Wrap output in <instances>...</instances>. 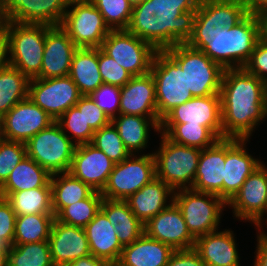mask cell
<instances>
[{
    "label": "cell",
    "instance_id": "e0dca14e",
    "mask_svg": "<svg viewBox=\"0 0 267 266\" xmlns=\"http://www.w3.org/2000/svg\"><path fill=\"white\" fill-rule=\"evenodd\" d=\"M114 163L91 143L76 145L69 172L93 191L102 192Z\"/></svg>",
    "mask_w": 267,
    "mask_h": 266
},
{
    "label": "cell",
    "instance_id": "9c48e42d",
    "mask_svg": "<svg viewBox=\"0 0 267 266\" xmlns=\"http://www.w3.org/2000/svg\"><path fill=\"white\" fill-rule=\"evenodd\" d=\"M76 144L55 121L34 135L27 143V156L51 175L69 172Z\"/></svg>",
    "mask_w": 267,
    "mask_h": 266
},
{
    "label": "cell",
    "instance_id": "7dc6e473",
    "mask_svg": "<svg viewBox=\"0 0 267 266\" xmlns=\"http://www.w3.org/2000/svg\"><path fill=\"white\" fill-rule=\"evenodd\" d=\"M248 73L257 76L262 81L267 80V43L258 40L250 59L243 67Z\"/></svg>",
    "mask_w": 267,
    "mask_h": 266
},
{
    "label": "cell",
    "instance_id": "f1b7e54d",
    "mask_svg": "<svg viewBox=\"0 0 267 266\" xmlns=\"http://www.w3.org/2000/svg\"><path fill=\"white\" fill-rule=\"evenodd\" d=\"M111 30H130L144 25L149 18L130 0H90Z\"/></svg>",
    "mask_w": 267,
    "mask_h": 266
},
{
    "label": "cell",
    "instance_id": "4dcf8cb0",
    "mask_svg": "<svg viewBox=\"0 0 267 266\" xmlns=\"http://www.w3.org/2000/svg\"><path fill=\"white\" fill-rule=\"evenodd\" d=\"M50 179L51 174L45 168L26 156L0 187V197L5 198L10 193L34 188H51Z\"/></svg>",
    "mask_w": 267,
    "mask_h": 266
},
{
    "label": "cell",
    "instance_id": "f6af8a7d",
    "mask_svg": "<svg viewBox=\"0 0 267 266\" xmlns=\"http://www.w3.org/2000/svg\"><path fill=\"white\" fill-rule=\"evenodd\" d=\"M90 96L110 120L119 115L121 87L103 83Z\"/></svg>",
    "mask_w": 267,
    "mask_h": 266
},
{
    "label": "cell",
    "instance_id": "ee69618b",
    "mask_svg": "<svg viewBox=\"0 0 267 266\" xmlns=\"http://www.w3.org/2000/svg\"><path fill=\"white\" fill-rule=\"evenodd\" d=\"M98 65L103 83L123 87L133 77L100 47L98 48Z\"/></svg>",
    "mask_w": 267,
    "mask_h": 266
},
{
    "label": "cell",
    "instance_id": "7a4b0ae2",
    "mask_svg": "<svg viewBox=\"0 0 267 266\" xmlns=\"http://www.w3.org/2000/svg\"><path fill=\"white\" fill-rule=\"evenodd\" d=\"M220 97L223 138L249 139L267 118V86L244 68L225 69Z\"/></svg>",
    "mask_w": 267,
    "mask_h": 266
},
{
    "label": "cell",
    "instance_id": "816d5d0a",
    "mask_svg": "<svg viewBox=\"0 0 267 266\" xmlns=\"http://www.w3.org/2000/svg\"><path fill=\"white\" fill-rule=\"evenodd\" d=\"M9 36L6 29V21L0 26V70L9 66Z\"/></svg>",
    "mask_w": 267,
    "mask_h": 266
},
{
    "label": "cell",
    "instance_id": "d6986e66",
    "mask_svg": "<svg viewBox=\"0 0 267 266\" xmlns=\"http://www.w3.org/2000/svg\"><path fill=\"white\" fill-rule=\"evenodd\" d=\"M71 0H11L3 21L59 26Z\"/></svg>",
    "mask_w": 267,
    "mask_h": 266
},
{
    "label": "cell",
    "instance_id": "f5cc1de1",
    "mask_svg": "<svg viewBox=\"0 0 267 266\" xmlns=\"http://www.w3.org/2000/svg\"><path fill=\"white\" fill-rule=\"evenodd\" d=\"M258 230L254 266H267V233L261 232L260 229Z\"/></svg>",
    "mask_w": 267,
    "mask_h": 266
},
{
    "label": "cell",
    "instance_id": "f907efd6",
    "mask_svg": "<svg viewBox=\"0 0 267 266\" xmlns=\"http://www.w3.org/2000/svg\"><path fill=\"white\" fill-rule=\"evenodd\" d=\"M166 266H206L194 248L174 250Z\"/></svg>",
    "mask_w": 267,
    "mask_h": 266
},
{
    "label": "cell",
    "instance_id": "277c9868",
    "mask_svg": "<svg viewBox=\"0 0 267 266\" xmlns=\"http://www.w3.org/2000/svg\"><path fill=\"white\" fill-rule=\"evenodd\" d=\"M161 48L186 74L187 89L193 97L220 94L225 69L204 52L188 46L170 28L163 36Z\"/></svg>",
    "mask_w": 267,
    "mask_h": 266
},
{
    "label": "cell",
    "instance_id": "6f0895ef",
    "mask_svg": "<svg viewBox=\"0 0 267 266\" xmlns=\"http://www.w3.org/2000/svg\"><path fill=\"white\" fill-rule=\"evenodd\" d=\"M8 252L9 250H0V266H8Z\"/></svg>",
    "mask_w": 267,
    "mask_h": 266
},
{
    "label": "cell",
    "instance_id": "cb8c5ba5",
    "mask_svg": "<svg viewBox=\"0 0 267 266\" xmlns=\"http://www.w3.org/2000/svg\"><path fill=\"white\" fill-rule=\"evenodd\" d=\"M233 235L229 229L207 233L195 239L194 249L206 266H240Z\"/></svg>",
    "mask_w": 267,
    "mask_h": 266
},
{
    "label": "cell",
    "instance_id": "d4e9b609",
    "mask_svg": "<svg viewBox=\"0 0 267 266\" xmlns=\"http://www.w3.org/2000/svg\"><path fill=\"white\" fill-rule=\"evenodd\" d=\"M84 230L91 254L114 266L120 258L123 246L118 241L114 225L109 222L106 214L100 209Z\"/></svg>",
    "mask_w": 267,
    "mask_h": 266
},
{
    "label": "cell",
    "instance_id": "6da1fadb",
    "mask_svg": "<svg viewBox=\"0 0 267 266\" xmlns=\"http://www.w3.org/2000/svg\"><path fill=\"white\" fill-rule=\"evenodd\" d=\"M169 28L224 69L243 68L259 40L255 15L248 14L233 27H215L191 0L173 6Z\"/></svg>",
    "mask_w": 267,
    "mask_h": 266
},
{
    "label": "cell",
    "instance_id": "7402d4cb",
    "mask_svg": "<svg viewBox=\"0 0 267 266\" xmlns=\"http://www.w3.org/2000/svg\"><path fill=\"white\" fill-rule=\"evenodd\" d=\"M77 47L60 26L46 32L45 48L40 74L36 78L49 79L69 76L71 62Z\"/></svg>",
    "mask_w": 267,
    "mask_h": 266
},
{
    "label": "cell",
    "instance_id": "9a60e30c",
    "mask_svg": "<svg viewBox=\"0 0 267 266\" xmlns=\"http://www.w3.org/2000/svg\"><path fill=\"white\" fill-rule=\"evenodd\" d=\"M4 137L7 140L27 143L55 120L29 97L21 100L1 117Z\"/></svg>",
    "mask_w": 267,
    "mask_h": 266
},
{
    "label": "cell",
    "instance_id": "74e56055",
    "mask_svg": "<svg viewBox=\"0 0 267 266\" xmlns=\"http://www.w3.org/2000/svg\"><path fill=\"white\" fill-rule=\"evenodd\" d=\"M161 133L174 143L201 150L218 140L207 127L193 124H160Z\"/></svg>",
    "mask_w": 267,
    "mask_h": 266
},
{
    "label": "cell",
    "instance_id": "7bdbcfd3",
    "mask_svg": "<svg viewBox=\"0 0 267 266\" xmlns=\"http://www.w3.org/2000/svg\"><path fill=\"white\" fill-rule=\"evenodd\" d=\"M27 156L26 144L5 139L0 143V187L13 169Z\"/></svg>",
    "mask_w": 267,
    "mask_h": 266
},
{
    "label": "cell",
    "instance_id": "6125c7cd",
    "mask_svg": "<svg viewBox=\"0 0 267 266\" xmlns=\"http://www.w3.org/2000/svg\"><path fill=\"white\" fill-rule=\"evenodd\" d=\"M172 6L184 1V0H167Z\"/></svg>",
    "mask_w": 267,
    "mask_h": 266
},
{
    "label": "cell",
    "instance_id": "681fc988",
    "mask_svg": "<svg viewBox=\"0 0 267 266\" xmlns=\"http://www.w3.org/2000/svg\"><path fill=\"white\" fill-rule=\"evenodd\" d=\"M84 118L94 131L107 126L110 118L96 105L90 95H84Z\"/></svg>",
    "mask_w": 267,
    "mask_h": 266
},
{
    "label": "cell",
    "instance_id": "f35d334b",
    "mask_svg": "<svg viewBox=\"0 0 267 266\" xmlns=\"http://www.w3.org/2000/svg\"><path fill=\"white\" fill-rule=\"evenodd\" d=\"M8 266H54L49 242L13 244L8 252Z\"/></svg>",
    "mask_w": 267,
    "mask_h": 266
},
{
    "label": "cell",
    "instance_id": "3957f363",
    "mask_svg": "<svg viewBox=\"0 0 267 266\" xmlns=\"http://www.w3.org/2000/svg\"><path fill=\"white\" fill-rule=\"evenodd\" d=\"M168 28V24L149 19L134 29L112 30L100 48L132 76H142L150 73Z\"/></svg>",
    "mask_w": 267,
    "mask_h": 266
},
{
    "label": "cell",
    "instance_id": "2e32d148",
    "mask_svg": "<svg viewBox=\"0 0 267 266\" xmlns=\"http://www.w3.org/2000/svg\"><path fill=\"white\" fill-rule=\"evenodd\" d=\"M169 203V206L144 224V233L174 250L194 248L195 238L188 230L181 210L173 199Z\"/></svg>",
    "mask_w": 267,
    "mask_h": 266
},
{
    "label": "cell",
    "instance_id": "60d3db41",
    "mask_svg": "<svg viewBox=\"0 0 267 266\" xmlns=\"http://www.w3.org/2000/svg\"><path fill=\"white\" fill-rule=\"evenodd\" d=\"M56 122L61 126L66 133L67 130L71 135H67L76 145L91 143L94 130L86 124L84 118V95L81 96L75 106L70 107L63 113ZM73 138V139H72Z\"/></svg>",
    "mask_w": 267,
    "mask_h": 266
},
{
    "label": "cell",
    "instance_id": "8d00e7d4",
    "mask_svg": "<svg viewBox=\"0 0 267 266\" xmlns=\"http://www.w3.org/2000/svg\"><path fill=\"white\" fill-rule=\"evenodd\" d=\"M54 219V214L16 216L13 244L47 241Z\"/></svg>",
    "mask_w": 267,
    "mask_h": 266
},
{
    "label": "cell",
    "instance_id": "8fae6325",
    "mask_svg": "<svg viewBox=\"0 0 267 266\" xmlns=\"http://www.w3.org/2000/svg\"><path fill=\"white\" fill-rule=\"evenodd\" d=\"M155 178V160L152 153L130 154L114 165L106 186L101 192L103 198L126 200Z\"/></svg>",
    "mask_w": 267,
    "mask_h": 266
},
{
    "label": "cell",
    "instance_id": "db71d44e",
    "mask_svg": "<svg viewBox=\"0 0 267 266\" xmlns=\"http://www.w3.org/2000/svg\"><path fill=\"white\" fill-rule=\"evenodd\" d=\"M65 266H111L104 259L93 256L92 254L72 261Z\"/></svg>",
    "mask_w": 267,
    "mask_h": 266
},
{
    "label": "cell",
    "instance_id": "ab89813d",
    "mask_svg": "<svg viewBox=\"0 0 267 266\" xmlns=\"http://www.w3.org/2000/svg\"><path fill=\"white\" fill-rule=\"evenodd\" d=\"M103 196L93 191L87 198L66 206L55 218L67 225L84 228L100 210Z\"/></svg>",
    "mask_w": 267,
    "mask_h": 266
},
{
    "label": "cell",
    "instance_id": "1f68e13d",
    "mask_svg": "<svg viewBox=\"0 0 267 266\" xmlns=\"http://www.w3.org/2000/svg\"><path fill=\"white\" fill-rule=\"evenodd\" d=\"M111 122L117 128L119 136L130 154L142 151L147 147L151 126L154 131L160 132V126L149 117L119 114Z\"/></svg>",
    "mask_w": 267,
    "mask_h": 266
},
{
    "label": "cell",
    "instance_id": "ac0fdd59",
    "mask_svg": "<svg viewBox=\"0 0 267 266\" xmlns=\"http://www.w3.org/2000/svg\"><path fill=\"white\" fill-rule=\"evenodd\" d=\"M249 139L226 138L223 201L227 204L262 162L246 151Z\"/></svg>",
    "mask_w": 267,
    "mask_h": 266
},
{
    "label": "cell",
    "instance_id": "bcb514c9",
    "mask_svg": "<svg viewBox=\"0 0 267 266\" xmlns=\"http://www.w3.org/2000/svg\"><path fill=\"white\" fill-rule=\"evenodd\" d=\"M150 20L170 24L173 17V6L167 0H130Z\"/></svg>",
    "mask_w": 267,
    "mask_h": 266
},
{
    "label": "cell",
    "instance_id": "52a82bcc",
    "mask_svg": "<svg viewBox=\"0 0 267 266\" xmlns=\"http://www.w3.org/2000/svg\"><path fill=\"white\" fill-rule=\"evenodd\" d=\"M173 201L181 210L187 228L195 239L218 230L222 211L227 205L215 194L191 188L176 190Z\"/></svg>",
    "mask_w": 267,
    "mask_h": 266
},
{
    "label": "cell",
    "instance_id": "11a10c76",
    "mask_svg": "<svg viewBox=\"0 0 267 266\" xmlns=\"http://www.w3.org/2000/svg\"><path fill=\"white\" fill-rule=\"evenodd\" d=\"M258 23L259 40L267 43V10L255 14Z\"/></svg>",
    "mask_w": 267,
    "mask_h": 266
},
{
    "label": "cell",
    "instance_id": "8992f818",
    "mask_svg": "<svg viewBox=\"0 0 267 266\" xmlns=\"http://www.w3.org/2000/svg\"><path fill=\"white\" fill-rule=\"evenodd\" d=\"M52 26L6 21L9 36V63L29 79L41 71L46 32Z\"/></svg>",
    "mask_w": 267,
    "mask_h": 266
},
{
    "label": "cell",
    "instance_id": "e575fe53",
    "mask_svg": "<svg viewBox=\"0 0 267 266\" xmlns=\"http://www.w3.org/2000/svg\"><path fill=\"white\" fill-rule=\"evenodd\" d=\"M30 79L9 65L0 70V117L28 97Z\"/></svg>",
    "mask_w": 267,
    "mask_h": 266
},
{
    "label": "cell",
    "instance_id": "ffe728a7",
    "mask_svg": "<svg viewBox=\"0 0 267 266\" xmlns=\"http://www.w3.org/2000/svg\"><path fill=\"white\" fill-rule=\"evenodd\" d=\"M48 242L54 266H65L91 254L84 228L64 224L56 218Z\"/></svg>",
    "mask_w": 267,
    "mask_h": 266
},
{
    "label": "cell",
    "instance_id": "b9f144b4",
    "mask_svg": "<svg viewBox=\"0 0 267 266\" xmlns=\"http://www.w3.org/2000/svg\"><path fill=\"white\" fill-rule=\"evenodd\" d=\"M91 144L101 150L114 164L122 162L130 155L112 122L94 132Z\"/></svg>",
    "mask_w": 267,
    "mask_h": 266
},
{
    "label": "cell",
    "instance_id": "836d02e7",
    "mask_svg": "<svg viewBox=\"0 0 267 266\" xmlns=\"http://www.w3.org/2000/svg\"><path fill=\"white\" fill-rule=\"evenodd\" d=\"M215 27H233L247 15L241 0H191Z\"/></svg>",
    "mask_w": 267,
    "mask_h": 266
},
{
    "label": "cell",
    "instance_id": "94428289",
    "mask_svg": "<svg viewBox=\"0 0 267 266\" xmlns=\"http://www.w3.org/2000/svg\"><path fill=\"white\" fill-rule=\"evenodd\" d=\"M4 140H5V137H4V132H3V125H2V120L0 117V143H2Z\"/></svg>",
    "mask_w": 267,
    "mask_h": 266
},
{
    "label": "cell",
    "instance_id": "603a6c76",
    "mask_svg": "<svg viewBox=\"0 0 267 266\" xmlns=\"http://www.w3.org/2000/svg\"><path fill=\"white\" fill-rule=\"evenodd\" d=\"M226 157V138L201 150L193 190L212 193L223 200V180Z\"/></svg>",
    "mask_w": 267,
    "mask_h": 266
},
{
    "label": "cell",
    "instance_id": "4316f807",
    "mask_svg": "<svg viewBox=\"0 0 267 266\" xmlns=\"http://www.w3.org/2000/svg\"><path fill=\"white\" fill-rule=\"evenodd\" d=\"M174 190L155 177L125 201L134 215L146 224L152 217L163 211L167 206L168 197L173 199Z\"/></svg>",
    "mask_w": 267,
    "mask_h": 266
},
{
    "label": "cell",
    "instance_id": "91938a15",
    "mask_svg": "<svg viewBox=\"0 0 267 266\" xmlns=\"http://www.w3.org/2000/svg\"><path fill=\"white\" fill-rule=\"evenodd\" d=\"M10 245L0 236V250H9Z\"/></svg>",
    "mask_w": 267,
    "mask_h": 266
},
{
    "label": "cell",
    "instance_id": "c3c4849f",
    "mask_svg": "<svg viewBox=\"0 0 267 266\" xmlns=\"http://www.w3.org/2000/svg\"><path fill=\"white\" fill-rule=\"evenodd\" d=\"M16 213L6 198L0 197V236L10 245H13L15 233Z\"/></svg>",
    "mask_w": 267,
    "mask_h": 266
},
{
    "label": "cell",
    "instance_id": "680465c9",
    "mask_svg": "<svg viewBox=\"0 0 267 266\" xmlns=\"http://www.w3.org/2000/svg\"><path fill=\"white\" fill-rule=\"evenodd\" d=\"M9 3L6 0H0V15L4 17L7 12Z\"/></svg>",
    "mask_w": 267,
    "mask_h": 266
},
{
    "label": "cell",
    "instance_id": "484cf974",
    "mask_svg": "<svg viewBox=\"0 0 267 266\" xmlns=\"http://www.w3.org/2000/svg\"><path fill=\"white\" fill-rule=\"evenodd\" d=\"M174 249L143 233L131 244L123 246L114 266H166Z\"/></svg>",
    "mask_w": 267,
    "mask_h": 266
},
{
    "label": "cell",
    "instance_id": "4fadbf2b",
    "mask_svg": "<svg viewBox=\"0 0 267 266\" xmlns=\"http://www.w3.org/2000/svg\"><path fill=\"white\" fill-rule=\"evenodd\" d=\"M227 205L233 208L234 217L262 229L267 205V166L264 162L248 176Z\"/></svg>",
    "mask_w": 267,
    "mask_h": 266
},
{
    "label": "cell",
    "instance_id": "d590c367",
    "mask_svg": "<svg viewBox=\"0 0 267 266\" xmlns=\"http://www.w3.org/2000/svg\"><path fill=\"white\" fill-rule=\"evenodd\" d=\"M6 200L11 204L16 216L28 214H54L52 209L51 188H34L13 192Z\"/></svg>",
    "mask_w": 267,
    "mask_h": 266
},
{
    "label": "cell",
    "instance_id": "30bf717a",
    "mask_svg": "<svg viewBox=\"0 0 267 266\" xmlns=\"http://www.w3.org/2000/svg\"><path fill=\"white\" fill-rule=\"evenodd\" d=\"M59 26L77 48H99L112 31L90 0H71Z\"/></svg>",
    "mask_w": 267,
    "mask_h": 266
},
{
    "label": "cell",
    "instance_id": "5bb4252c",
    "mask_svg": "<svg viewBox=\"0 0 267 266\" xmlns=\"http://www.w3.org/2000/svg\"><path fill=\"white\" fill-rule=\"evenodd\" d=\"M160 124H193L207 127L218 139L223 138L220 94L193 97L174 107Z\"/></svg>",
    "mask_w": 267,
    "mask_h": 266
},
{
    "label": "cell",
    "instance_id": "be15d7a7",
    "mask_svg": "<svg viewBox=\"0 0 267 266\" xmlns=\"http://www.w3.org/2000/svg\"><path fill=\"white\" fill-rule=\"evenodd\" d=\"M3 24V17L0 15V26Z\"/></svg>",
    "mask_w": 267,
    "mask_h": 266
},
{
    "label": "cell",
    "instance_id": "d6a6232c",
    "mask_svg": "<svg viewBox=\"0 0 267 266\" xmlns=\"http://www.w3.org/2000/svg\"><path fill=\"white\" fill-rule=\"evenodd\" d=\"M52 209L55 217L68 205L87 198L93 190L70 172L51 175Z\"/></svg>",
    "mask_w": 267,
    "mask_h": 266
},
{
    "label": "cell",
    "instance_id": "7c38bea8",
    "mask_svg": "<svg viewBox=\"0 0 267 266\" xmlns=\"http://www.w3.org/2000/svg\"><path fill=\"white\" fill-rule=\"evenodd\" d=\"M78 87L69 76L49 79L32 78L28 97L55 121L81 98Z\"/></svg>",
    "mask_w": 267,
    "mask_h": 266
},
{
    "label": "cell",
    "instance_id": "83f0119b",
    "mask_svg": "<svg viewBox=\"0 0 267 266\" xmlns=\"http://www.w3.org/2000/svg\"><path fill=\"white\" fill-rule=\"evenodd\" d=\"M100 209L114 225L122 246L131 244L144 233V224L134 215L125 200L103 198Z\"/></svg>",
    "mask_w": 267,
    "mask_h": 266
},
{
    "label": "cell",
    "instance_id": "44dd1931",
    "mask_svg": "<svg viewBox=\"0 0 267 266\" xmlns=\"http://www.w3.org/2000/svg\"><path fill=\"white\" fill-rule=\"evenodd\" d=\"M119 114L149 117L160 126L155 82L151 73L133 76L121 87Z\"/></svg>",
    "mask_w": 267,
    "mask_h": 266
},
{
    "label": "cell",
    "instance_id": "9f6ffc18",
    "mask_svg": "<svg viewBox=\"0 0 267 266\" xmlns=\"http://www.w3.org/2000/svg\"><path fill=\"white\" fill-rule=\"evenodd\" d=\"M245 5L248 14L255 15L260 11L267 10V0H241Z\"/></svg>",
    "mask_w": 267,
    "mask_h": 266
},
{
    "label": "cell",
    "instance_id": "ba28073f",
    "mask_svg": "<svg viewBox=\"0 0 267 266\" xmlns=\"http://www.w3.org/2000/svg\"><path fill=\"white\" fill-rule=\"evenodd\" d=\"M150 73L155 82L157 112L160 119L174 107L193 98L187 89L185 72L162 48L155 53Z\"/></svg>",
    "mask_w": 267,
    "mask_h": 266
},
{
    "label": "cell",
    "instance_id": "5b68a950",
    "mask_svg": "<svg viewBox=\"0 0 267 266\" xmlns=\"http://www.w3.org/2000/svg\"><path fill=\"white\" fill-rule=\"evenodd\" d=\"M160 137L158 151L152 152L155 160V177L174 191L192 188L201 149L174 143L164 134Z\"/></svg>",
    "mask_w": 267,
    "mask_h": 266
},
{
    "label": "cell",
    "instance_id": "f546056e",
    "mask_svg": "<svg viewBox=\"0 0 267 266\" xmlns=\"http://www.w3.org/2000/svg\"><path fill=\"white\" fill-rule=\"evenodd\" d=\"M69 77L76 84L81 95H90L103 84L98 65V48H77Z\"/></svg>",
    "mask_w": 267,
    "mask_h": 266
}]
</instances>
